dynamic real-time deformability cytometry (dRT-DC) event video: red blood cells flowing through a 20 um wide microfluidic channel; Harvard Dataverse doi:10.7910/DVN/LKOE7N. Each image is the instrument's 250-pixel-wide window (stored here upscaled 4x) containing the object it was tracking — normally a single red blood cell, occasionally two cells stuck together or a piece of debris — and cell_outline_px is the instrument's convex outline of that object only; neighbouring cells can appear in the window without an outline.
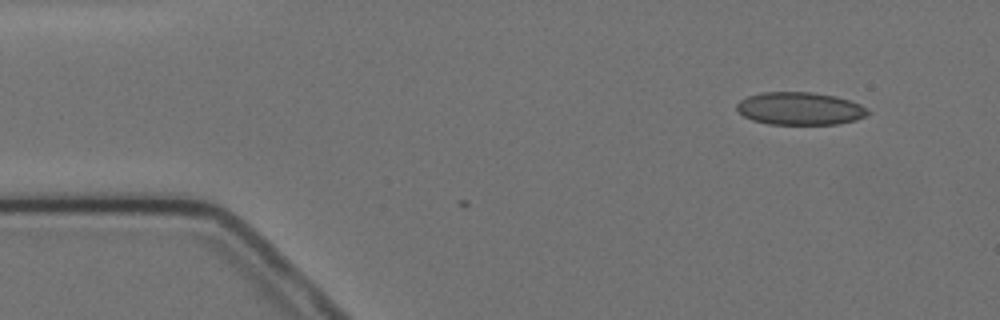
{"species": "Egyptian fruit bat (a non-hibernating species)", "species_latin": "Rousettus aegyptiacus", "temperature_condition": "cold", "stored_images_in_passage": 3, "camera_frame_rate_fps": 3000, "um_per_image_px": 0.085, "animal": {"sex": "female"}, "frame": {"image": 1, "passage_image": 3, "time_ms": 2.333, "image_size_px": [1000, 320], "cell_outline_px": [[872, 112], [856, 120], [840, 124], [768, 124], [752, 120], [744, 116], [736, 108], [736, 104], [740, 100], [748, 96], [760, 92], [812, 92], [836, 96], [860, 104]], "centroid_in_image_um": [67.99, 9.23], "position_along_channel_um": 17.0, "area_um2": 25.09}}